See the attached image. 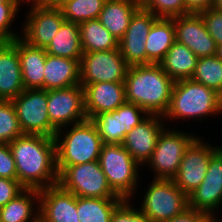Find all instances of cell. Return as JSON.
<instances>
[{"label":"cell","mask_w":222,"mask_h":222,"mask_svg":"<svg viewBox=\"0 0 222 222\" xmlns=\"http://www.w3.org/2000/svg\"><path fill=\"white\" fill-rule=\"evenodd\" d=\"M17 180L25 188L43 189L58 184L55 138L24 134L10 142Z\"/></svg>","instance_id":"6da1fadb"},{"label":"cell","mask_w":222,"mask_h":222,"mask_svg":"<svg viewBox=\"0 0 222 222\" xmlns=\"http://www.w3.org/2000/svg\"><path fill=\"white\" fill-rule=\"evenodd\" d=\"M124 83L126 102L143 108L149 115L166 114L174 81L159 63L129 66Z\"/></svg>","instance_id":"7a4b0ae2"},{"label":"cell","mask_w":222,"mask_h":222,"mask_svg":"<svg viewBox=\"0 0 222 222\" xmlns=\"http://www.w3.org/2000/svg\"><path fill=\"white\" fill-rule=\"evenodd\" d=\"M72 126L68 132L58 129L54 137L59 174L67 166L99 160L101 153L103 143L91 120L87 119Z\"/></svg>","instance_id":"3957f363"},{"label":"cell","mask_w":222,"mask_h":222,"mask_svg":"<svg viewBox=\"0 0 222 222\" xmlns=\"http://www.w3.org/2000/svg\"><path fill=\"white\" fill-rule=\"evenodd\" d=\"M222 113V96L212 88L191 79L175 81L168 111L163 116L169 119L193 118Z\"/></svg>","instance_id":"277c9868"},{"label":"cell","mask_w":222,"mask_h":222,"mask_svg":"<svg viewBox=\"0 0 222 222\" xmlns=\"http://www.w3.org/2000/svg\"><path fill=\"white\" fill-rule=\"evenodd\" d=\"M99 163L111 189L123 199H131L138 185L139 165L122 144H103Z\"/></svg>","instance_id":"5b68a950"},{"label":"cell","mask_w":222,"mask_h":222,"mask_svg":"<svg viewBox=\"0 0 222 222\" xmlns=\"http://www.w3.org/2000/svg\"><path fill=\"white\" fill-rule=\"evenodd\" d=\"M140 211L151 222H164L189 208V198L172 179H153Z\"/></svg>","instance_id":"8992f818"},{"label":"cell","mask_w":222,"mask_h":222,"mask_svg":"<svg viewBox=\"0 0 222 222\" xmlns=\"http://www.w3.org/2000/svg\"><path fill=\"white\" fill-rule=\"evenodd\" d=\"M58 184L78 197L121 198L111 189L98 160L67 166Z\"/></svg>","instance_id":"52a82bcc"},{"label":"cell","mask_w":222,"mask_h":222,"mask_svg":"<svg viewBox=\"0 0 222 222\" xmlns=\"http://www.w3.org/2000/svg\"><path fill=\"white\" fill-rule=\"evenodd\" d=\"M11 102L14 104L23 134L55 137L58 129L49 119L47 90L24 89Z\"/></svg>","instance_id":"ba28073f"},{"label":"cell","mask_w":222,"mask_h":222,"mask_svg":"<svg viewBox=\"0 0 222 222\" xmlns=\"http://www.w3.org/2000/svg\"><path fill=\"white\" fill-rule=\"evenodd\" d=\"M196 138L191 133L186 134L174 129L169 131L164 128L157 139L151 158L146 163H149L155 172V179H173L186 149Z\"/></svg>","instance_id":"9c48e42d"},{"label":"cell","mask_w":222,"mask_h":222,"mask_svg":"<svg viewBox=\"0 0 222 222\" xmlns=\"http://www.w3.org/2000/svg\"><path fill=\"white\" fill-rule=\"evenodd\" d=\"M32 4L21 37L29 45L46 48L65 21L62 11L52 0L26 1Z\"/></svg>","instance_id":"30bf717a"},{"label":"cell","mask_w":222,"mask_h":222,"mask_svg":"<svg viewBox=\"0 0 222 222\" xmlns=\"http://www.w3.org/2000/svg\"><path fill=\"white\" fill-rule=\"evenodd\" d=\"M80 85L98 82H124L129 65L119 48L110 51L83 52L79 62Z\"/></svg>","instance_id":"8fae6325"},{"label":"cell","mask_w":222,"mask_h":222,"mask_svg":"<svg viewBox=\"0 0 222 222\" xmlns=\"http://www.w3.org/2000/svg\"><path fill=\"white\" fill-rule=\"evenodd\" d=\"M47 102L50 122L57 129L87 120L84 89L81 85L48 90Z\"/></svg>","instance_id":"7c38bea8"},{"label":"cell","mask_w":222,"mask_h":222,"mask_svg":"<svg viewBox=\"0 0 222 222\" xmlns=\"http://www.w3.org/2000/svg\"><path fill=\"white\" fill-rule=\"evenodd\" d=\"M197 138L186 149L180 167L172 181L187 196L193 193L204 180L211 155L219 148Z\"/></svg>","instance_id":"4fadbf2b"},{"label":"cell","mask_w":222,"mask_h":222,"mask_svg":"<svg viewBox=\"0 0 222 222\" xmlns=\"http://www.w3.org/2000/svg\"><path fill=\"white\" fill-rule=\"evenodd\" d=\"M157 18L142 7L133 14L124 36L118 41L120 54L129 66L147 64L146 39Z\"/></svg>","instance_id":"5bb4252c"},{"label":"cell","mask_w":222,"mask_h":222,"mask_svg":"<svg viewBox=\"0 0 222 222\" xmlns=\"http://www.w3.org/2000/svg\"><path fill=\"white\" fill-rule=\"evenodd\" d=\"M188 198L189 208L217 219L214 209L222 204V146L211 155L204 180Z\"/></svg>","instance_id":"9a60e30c"},{"label":"cell","mask_w":222,"mask_h":222,"mask_svg":"<svg viewBox=\"0 0 222 222\" xmlns=\"http://www.w3.org/2000/svg\"><path fill=\"white\" fill-rule=\"evenodd\" d=\"M173 20L176 42L187 46L198 58L216 55L217 44L199 13L181 15Z\"/></svg>","instance_id":"2e32d148"},{"label":"cell","mask_w":222,"mask_h":222,"mask_svg":"<svg viewBox=\"0 0 222 222\" xmlns=\"http://www.w3.org/2000/svg\"><path fill=\"white\" fill-rule=\"evenodd\" d=\"M39 222H80L77 196L59 184L40 189Z\"/></svg>","instance_id":"e0dca14e"},{"label":"cell","mask_w":222,"mask_h":222,"mask_svg":"<svg viewBox=\"0 0 222 222\" xmlns=\"http://www.w3.org/2000/svg\"><path fill=\"white\" fill-rule=\"evenodd\" d=\"M164 117L148 115L147 118L126 134L123 147L138 164H146L156 147L157 139L164 129Z\"/></svg>","instance_id":"ac0fdd59"},{"label":"cell","mask_w":222,"mask_h":222,"mask_svg":"<svg viewBox=\"0 0 222 222\" xmlns=\"http://www.w3.org/2000/svg\"><path fill=\"white\" fill-rule=\"evenodd\" d=\"M87 119L116 110L126 102L124 82H98L83 86Z\"/></svg>","instance_id":"d6986e66"},{"label":"cell","mask_w":222,"mask_h":222,"mask_svg":"<svg viewBox=\"0 0 222 222\" xmlns=\"http://www.w3.org/2000/svg\"><path fill=\"white\" fill-rule=\"evenodd\" d=\"M17 38L0 45V100L12 101L24 90Z\"/></svg>","instance_id":"ffe728a7"},{"label":"cell","mask_w":222,"mask_h":222,"mask_svg":"<svg viewBox=\"0 0 222 222\" xmlns=\"http://www.w3.org/2000/svg\"><path fill=\"white\" fill-rule=\"evenodd\" d=\"M17 49L21 64L22 82L25 89H44L45 48L34 47L17 38Z\"/></svg>","instance_id":"44dd1931"},{"label":"cell","mask_w":222,"mask_h":222,"mask_svg":"<svg viewBox=\"0 0 222 222\" xmlns=\"http://www.w3.org/2000/svg\"><path fill=\"white\" fill-rule=\"evenodd\" d=\"M79 61L47 54L44 66V90L80 85Z\"/></svg>","instance_id":"7402d4cb"},{"label":"cell","mask_w":222,"mask_h":222,"mask_svg":"<svg viewBox=\"0 0 222 222\" xmlns=\"http://www.w3.org/2000/svg\"><path fill=\"white\" fill-rule=\"evenodd\" d=\"M140 7V0H107L98 20L119 41Z\"/></svg>","instance_id":"603a6c76"},{"label":"cell","mask_w":222,"mask_h":222,"mask_svg":"<svg viewBox=\"0 0 222 222\" xmlns=\"http://www.w3.org/2000/svg\"><path fill=\"white\" fill-rule=\"evenodd\" d=\"M175 42L173 18H157L146 39L147 64L159 63Z\"/></svg>","instance_id":"cb8c5ba5"},{"label":"cell","mask_w":222,"mask_h":222,"mask_svg":"<svg viewBox=\"0 0 222 222\" xmlns=\"http://www.w3.org/2000/svg\"><path fill=\"white\" fill-rule=\"evenodd\" d=\"M198 59L187 46L175 41L159 64L175 82L182 79H191Z\"/></svg>","instance_id":"d4e9b609"},{"label":"cell","mask_w":222,"mask_h":222,"mask_svg":"<svg viewBox=\"0 0 222 222\" xmlns=\"http://www.w3.org/2000/svg\"><path fill=\"white\" fill-rule=\"evenodd\" d=\"M45 50L47 54L80 62L83 50L79 24L64 21Z\"/></svg>","instance_id":"484cf974"},{"label":"cell","mask_w":222,"mask_h":222,"mask_svg":"<svg viewBox=\"0 0 222 222\" xmlns=\"http://www.w3.org/2000/svg\"><path fill=\"white\" fill-rule=\"evenodd\" d=\"M34 204H39V189L25 188L13 200L0 207L2 222H39V206L35 214Z\"/></svg>","instance_id":"4316f807"},{"label":"cell","mask_w":222,"mask_h":222,"mask_svg":"<svg viewBox=\"0 0 222 222\" xmlns=\"http://www.w3.org/2000/svg\"><path fill=\"white\" fill-rule=\"evenodd\" d=\"M83 52L110 51L118 49V40L98 19L79 24Z\"/></svg>","instance_id":"83f0119b"},{"label":"cell","mask_w":222,"mask_h":222,"mask_svg":"<svg viewBox=\"0 0 222 222\" xmlns=\"http://www.w3.org/2000/svg\"><path fill=\"white\" fill-rule=\"evenodd\" d=\"M123 200L77 196L78 219L80 222H110L112 213Z\"/></svg>","instance_id":"f1b7e54d"},{"label":"cell","mask_w":222,"mask_h":222,"mask_svg":"<svg viewBox=\"0 0 222 222\" xmlns=\"http://www.w3.org/2000/svg\"><path fill=\"white\" fill-rule=\"evenodd\" d=\"M91 121L95 124L103 144L123 143L126 136L123 104L116 110L94 116Z\"/></svg>","instance_id":"f546056e"},{"label":"cell","mask_w":222,"mask_h":222,"mask_svg":"<svg viewBox=\"0 0 222 222\" xmlns=\"http://www.w3.org/2000/svg\"><path fill=\"white\" fill-rule=\"evenodd\" d=\"M62 11L65 21L80 24L99 18L107 0H52Z\"/></svg>","instance_id":"4dcf8cb0"},{"label":"cell","mask_w":222,"mask_h":222,"mask_svg":"<svg viewBox=\"0 0 222 222\" xmlns=\"http://www.w3.org/2000/svg\"><path fill=\"white\" fill-rule=\"evenodd\" d=\"M191 80L212 88L222 96V60L216 55L199 58Z\"/></svg>","instance_id":"1f68e13d"},{"label":"cell","mask_w":222,"mask_h":222,"mask_svg":"<svg viewBox=\"0 0 222 222\" xmlns=\"http://www.w3.org/2000/svg\"><path fill=\"white\" fill-rule=\"evenodd\" d=\"M22 135L14 104L9 100H0V143L9 144Z\"/></svg>","instance_id":"d6a6232c"},{"label":"cell","mask_w":222,"mask_h":222,"mask_svg":"<svg viewBox=\"0 0 222 222\" xmlns=\"http://www.w3.org/2000/svg\"><path fill=\"white\" fill-rule=\"evenodd\" d=\"M140 5L158 18H174L190 13L184 0H140Z\"/></svg>","instance_id":"836d02e7"},{"label":"cell","mask_w":222,"mask_h":222,"mask_svg":"<svg viewBox=\"0 0 222 222\" xmlns=\"http://www.w3.org/2000/svg\"><path fill=\"white\" fill-rule=\"evenodd\" d=\"M23 0H6L3 4H0V37L4 41H13L19 38V34H16L10 30L11 23L14 22L16 13L18 12L19 5Z\"/></svg>","instance_id":"e575fe53"},{"label":"cell","mask_w":222,"mask_h":222,"mask_svg":"<svg viewBox=\"0 0 222 222\" xmlns=\"http://www.w3.org/2000/svg\"><path fill=\"white\" fill-rule=\"evenodd\" d=\"M205 23L208 33L216 44H222V11L214 7L199 12Z\"/></svg>","instance_id":"d590c367"},{"label":"cell","mask_w":222,"mask_h":222,"mask_svg":"<svg viewBox=\"0 0 222 222\" xmlns=\"http://www.w3.org/2000/svg\"><path fill=\"white\" fill-rule=\"evenodd\" d=\"M129 199H124L114 210L110 222H151L144 214L131 207Z\"/></svg>","instance_id":"8d00e7d4"},{"label":"cell","mask_w":222,"mask_h":222,"mask_svg":"<svg viewBox=\"0 0 222 222\" xmlns=\"http://www.w3.org/2000/svg\"><path fill=\"white\" fill-rule=\"evenodd\" d=\"M0 177L17 180L16 164L8 144L0 143Z\"/></svg>","instance_id":"74e56055"},{"label":"cell","mask_w":222,"mask_h":222,"mask_svg":"<svg viewBox=\"0 0 222 222\" xmlns=\"http://www.w3.org/2000/svg\"><path fill=\"white\" fill-rule=\"evenodd\" d=\"M140 114H143L144 117ZM148 115L149 114L143 108L135 105L134 103L125 102L123 104V120L126 134L129 133L133 127L144 121Z\"/></svg>","instance_id":"f35d334b"},{"label":"cell","mask_w":222,"mask_h":222,"mask_svg":"<svg viewBox=\"0 0 222 222\" xmlns=\"http://www.w3.org/2000/svg\"><path fill=\"white\" fill-rule=\"evenodd\" d=\"M25 187L18 181L0 177V207L19 195Z\"/></svg>","instance_id":"ab89813d"},{"label":"cell","mask_w":222,"mask_h":222,"mask_svg":"<svg viewBox=\"0 0 222 222\" xmlns=\"http://www.w3.org/2000/svg\"><path fill=\"white\" fill-rule=\"evenodd\" d=\"M214 220L213 217L204 212L188 208L183 213L164 222H213Z\"/></svg>","instance_id":"60d3db41"},{"label":"cell","mask_w":222,"mask_h":222,"mask_svg":"<svg viewBox=\"0 0 222 222\" xmlns=\"http://www.w3.org/2000/svg\"><path fill=\"white\" fill-rule=\"evenodd\" d=\"M186 8L190 13H199L211 8L214 0H184Z\"/></svg>","instance_id":"b9f144b4"},{"label":"cell","mask_w":222,"mask_h":222,"mask_svg":"<svg viewBox=\"0 0 222 222\" xmlns=\"http://www.w3.org/2000/svg\"><path fill=\"white\" fill-rule=\"evenodd\" d=\"M212 7L222 11V0H214Z\"/></svg>","instance_id":"7bdbcfd3"},{"label":"cell","mask_w":222,"mask_h":222,"mask_svg":"<svg viewBox=\"0 0 222 222\" xmlns=\"http://www.w3.org/2000/svg\"><path fill=\"white\" fill-rule=\"evenodd\" d=\"M216 56L222 60V44L217 45Z\"/></svg>","instance_id":"ee69618b"},{"label":"cell","mask_w":222,"mask_h":222,"mask_svg":"<svg viewBox=\"0 0 222 222\" xmlns=\"http://www.w3.org/2000/svg\"><path fill=\"white\" fill-rule=\"evenodd\" d=\"M4 42V40L0 37V45Z\"/></svg>","instance_id":"f6af8a7d"},{"label":"cell","mask_w":222,"mask_h":222,"mask_svg":"<svg viewBox=\"0 0 222 222\" xmlns=\"http://www.w3.org/2000/svg\"><path fill=\"white\" fill-rule=\"evenodd\" d=\"M6 0H0V4H3Z\"/></svg>","instance_id":"bcb514c9"}]
</instances>
